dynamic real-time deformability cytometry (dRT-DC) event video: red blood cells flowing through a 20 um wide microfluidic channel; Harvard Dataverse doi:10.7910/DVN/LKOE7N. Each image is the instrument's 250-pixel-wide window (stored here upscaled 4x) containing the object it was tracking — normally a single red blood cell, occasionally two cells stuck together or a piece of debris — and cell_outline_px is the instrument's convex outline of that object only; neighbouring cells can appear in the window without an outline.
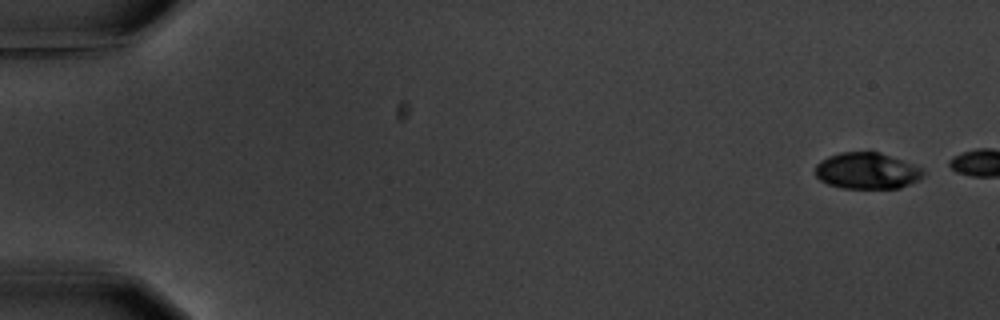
{"species": "common noctule bat (a hibernating species)", "species_latin": "Nyctalus noctula", "temperature_condition": "warm", "stored_images_in_passage": 2, "camera_frame_rate_fps": 3000, "um_per_image_px": 0.085, "animal": {"sex": "male", "body_mass_g": 20.1, "forearm_length_mm": 53.5}, "frame": {"image": 1, "passage_image": 1, "time_ms": 0.0, "image_size_px": [1000, 320], "cell_outline_px": [[924, 176], [900, 188], [844, 188], [828, 184], [820, 180], [816, 176], [816, 164], [820, 160], [828, 156], [840, 152], [880, 152], [920, 168], [924, 172]], "centroid_in_image_um": [73.64, 14.52], "position_along_channel_um": 11.4, "area_um2": 22.54}}